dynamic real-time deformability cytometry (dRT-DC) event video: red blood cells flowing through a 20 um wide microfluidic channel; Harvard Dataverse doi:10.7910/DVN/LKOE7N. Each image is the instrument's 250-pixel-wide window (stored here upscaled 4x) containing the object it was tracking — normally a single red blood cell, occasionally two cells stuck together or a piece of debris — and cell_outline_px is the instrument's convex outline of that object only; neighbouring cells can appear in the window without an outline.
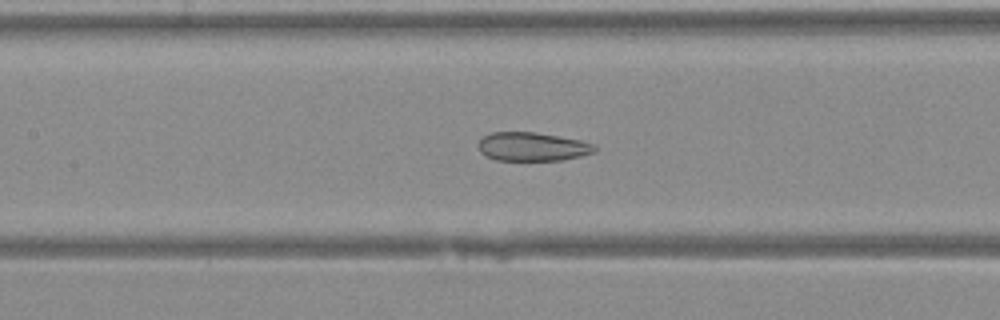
{"species": "Egyptian fruit bat (a non-hibernating species)", "species_latin": "Rousettus aegyptiacus", "temperature_condition": "warm", "stored_images_in_passage": 38, "camera_frame_rate_fps": 3000, "um_per_image_px": 0.085, "animal": {"sex": "female"}, "frame": {"image": 1, "passage_image": 16, "time_ms": 5.0, "image_size_px": [1000, 320], "cell_outline_px": [[596, 152], [564, 160], [496, 160], [480, 152], [480, 140], [484, 136], [492, 132], [536, 132], [580, 140], [596, 144]], "centroid_in_image_um": [45.3, 12.46], "position_along_channel_um": 162.1, "area_um2": 19.36}}
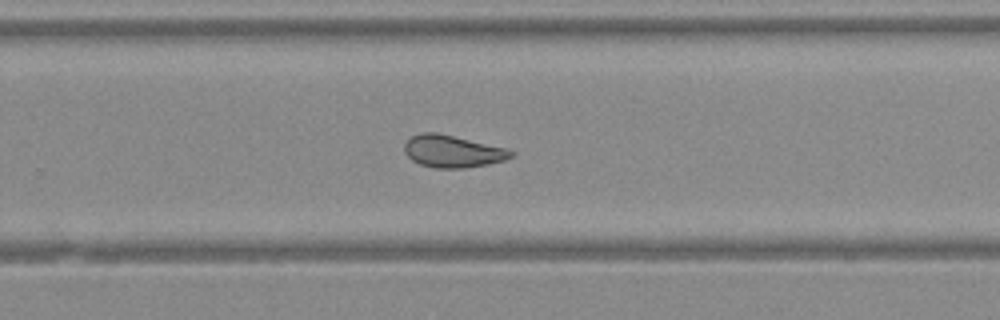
{"frame": {"image": 2, "passage_image": 24, "time_ms": 7.667, "image_size_px": [1000, 320], "cell_outline_px": [[516, 152], [512, 156], [504, 160], [488, 164], [464, 168], [436, 168], [420, 164], [412, 160], [404, 152], [404, 144], [412, 136], [420, 132], [436, 132], [508, 148]], "centroid_in_image_um": [38.48, 12.86], "position_along_channel_um": 291.3, "area_um2": 20.06}}
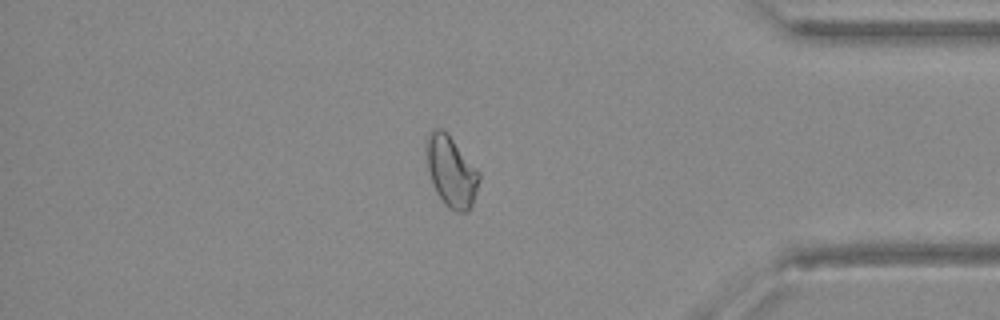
{"frame": {"image": 3, "passage_image": 32, "time_ms": 10.333, "image_size_px": [1000, 320], "cell_outline_px": [[480, 180], [472, 204], [468, 212], [456, 212], [448, 208], [444, 204], [436, 192], [428, 168], [428, 136], [436, 128], [440, 128], [448, 132], [480, 172]], "centroid_in_image_um": [38.4, 14.6], "position_along_channel_um": 396.8, "area_um2": 21.44}}